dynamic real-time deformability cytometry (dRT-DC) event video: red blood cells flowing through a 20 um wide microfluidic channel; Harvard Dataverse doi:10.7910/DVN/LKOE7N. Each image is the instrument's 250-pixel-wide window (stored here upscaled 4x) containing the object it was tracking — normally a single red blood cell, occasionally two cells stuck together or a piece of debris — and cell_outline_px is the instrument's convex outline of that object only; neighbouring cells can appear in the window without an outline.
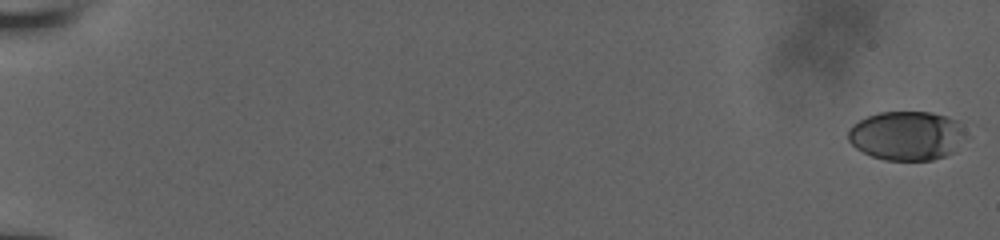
{"species": "human", "species_latin": "Homo sapiens", "temperature_condition": "room temperature", "stored_images_in_passage": 18, "camera_frame_rate_fps": 3000, "um_per_image_px": 0.085, "donor": {"sex": "male"}, "frame": {"image": 1, "passage_image": 1, "time_ms": 0.0, "image_size_px": [1000, 240], "cell_outline_px": [[960, 132], [956, 152], [932, 160], [884, 160], [872, 156], [856, 148], [848, 140], [848, 128], [852, 124], [868, 116], [880, 112], [932, 112], [956, 120]], "centroid_in_image_um": [76.97, 11.54], "position_along_channel_um": 8.0, "area_um2": 33.0}}
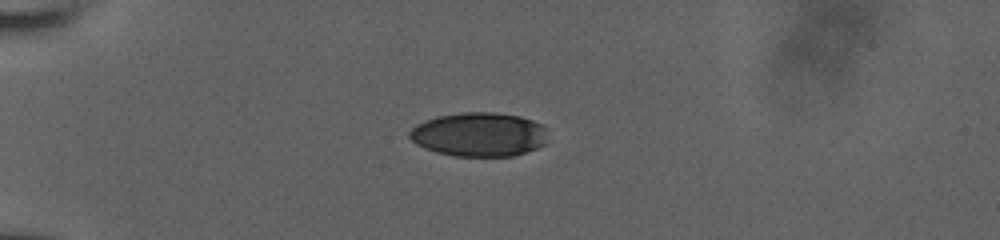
{"frame": {"image": 2, "passage_image": 13, "time_ms": 5.667, "image_size_px": [1000, 240], "cell_outline_px": [[544, 144], [536, 148], [512, 156], [456, 156], [436, 152], [424, 148], [416, 144], [408, 136], [408, 132], [416, 124], [424, 120], [436, 116], [464, 112], [496, 112], [520, 116], [544, 124]], "centroid_in_image_um": [40.67, 11.42], "position_along_channel_um": 44.3, "area_um2": 35.49}}
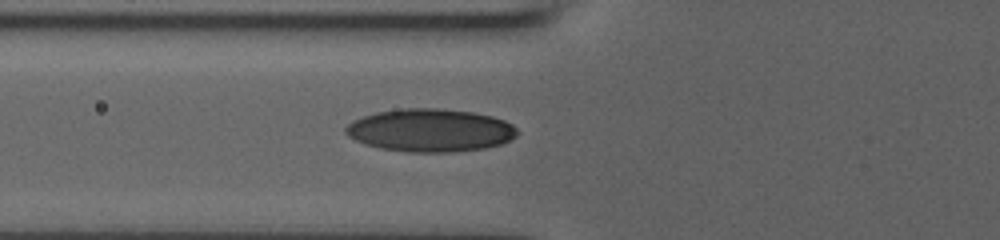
{"frame": {"image": 3, "passage_image": 18, "time_ms": 8.0, "image_size_px": [1000, 240], "cell_outline_px": [[520, 132], [516, 136], [500, 144], [484, 148], [452, 152], [408, 152], [380, 148], [364, 144], [348, 136], [344, 132], [344, 128], [352, 120], [376, 112], [404, 108], [436, 108], [472, 112], [492, 116], [504, 120], [512, 124]], "centroid_in_image_um": [36.55, 11.07], "position_along_channel_um": 89.2, "area_um2": 42.95}}